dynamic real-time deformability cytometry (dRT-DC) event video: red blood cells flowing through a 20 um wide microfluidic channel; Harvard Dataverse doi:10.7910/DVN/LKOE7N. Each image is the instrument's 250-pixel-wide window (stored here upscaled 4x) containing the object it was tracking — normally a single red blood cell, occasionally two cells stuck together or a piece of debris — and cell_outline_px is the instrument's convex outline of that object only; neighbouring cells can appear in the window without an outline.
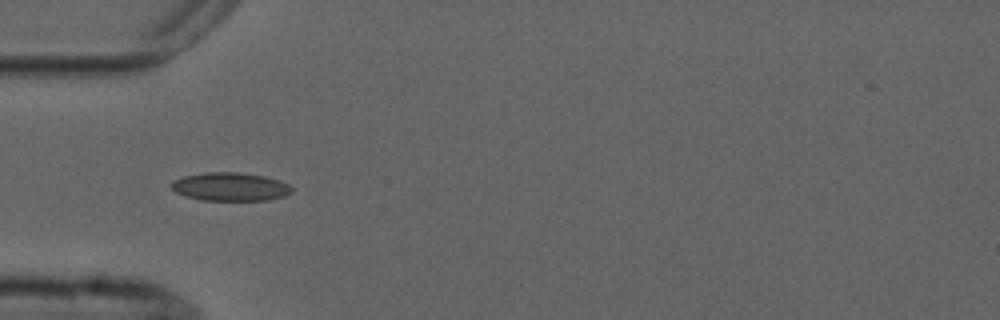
{"species": "common noctule bat (a hibernating species)", "species_latin": "Nyctalus noctula", "temperature_condition": "cold", "stored_images_in_passage": 12, "camera_frame_rate_fps": 3000, "um_per_image_px": 0.085, "animal": {"sex": "male", "forearm_length_mm": 52.5}, "frame": {"image": 1, "passage_image": 2, "time_ms": 4.667, "image_size_px": [1000, 320], "cell_outline_px": [[292, 192], [284, 196], [268, 200], [200, 200], [184, 196], [176, 192], [168, 184], [172, 180], [184, 176], [204, 172], [236, 172], [264, 176], [280, 180], [288, 184], [292, 188]], "centroid_in_image_um": [19.54, 15.87], "position_along_channel_um": 65.5, "area_um2": 20.06}}
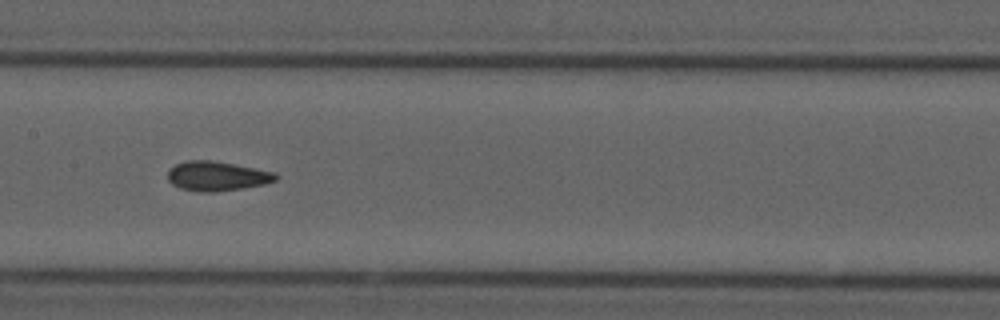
{"frame": {"image": 2, "passage_image": 5, "time_ms": 8.0, "image_size_px": [1000, 320], "cell_outline_px": [[280, 176], [276, 180], [264, 184], [244, 188], [216, 192], [200, 192], [180, 188], [172, 184], [168, 180], [168, 168], [176, 164], [188, 160], [208, 160], [232, 164], [276, 172]], "centroid_in_image_um": [18.44, 14.98], "position_along_channel_um": 189.0, "area_um2": 18.61}}
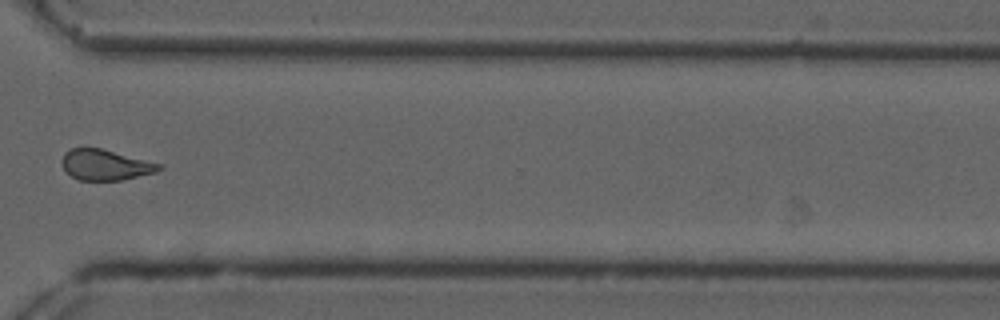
{"frame": {"image": 3, "passage_image": 9, "time_ms": 12.667, "image_size_px": [1000, 320], "cell_outline_px": [[160, 168], [156, 172], [124, 180], [76, 180], [64, 172], [60, 160], [64, 152], [72, 148], [100, 148], [160, 164]], "centroid_in_image_um": [8.86, 14.03], "position_along_channel_um": 361.7, "area_um2": 17.34}, "authors_computed_cell_mechanics": {"area_um2": 18.4093, "velocity_mm_per_s": 3.7136, "shape_relaxation_time_tau1_ms": null, "shape_relaxation_time_tau2_ms": 2.6928, "deformation_change_tau1": null, "deformation_change_tau2": 0.0516}}